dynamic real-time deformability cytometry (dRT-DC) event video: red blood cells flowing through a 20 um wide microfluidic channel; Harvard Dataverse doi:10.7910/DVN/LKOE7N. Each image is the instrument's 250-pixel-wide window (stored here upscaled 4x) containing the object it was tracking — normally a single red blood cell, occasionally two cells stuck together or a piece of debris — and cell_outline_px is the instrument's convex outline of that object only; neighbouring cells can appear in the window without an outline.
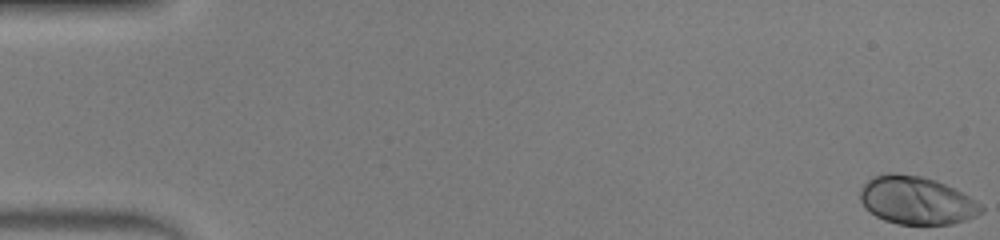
{"species": "human", "species_latin": "Homo sapiens", "temperature_condition": "warm", "stored_images_in_passage": 48, "camera_frame_rate_fps": 3000, "um_per_image_px": 0.085, "donor": {"sex": "male"}, "frame": {"image": 1, "passage_image": 1, "time_ms": 0.0, "image_size_px": [1000, 240], "cell_outline_px": [[984, 212], [976, 216], [952, 224], [896, 224], [884, 220], [868, 212], [864, 208], [860, 200], [860, 188], [872, 176], [888, 172], [896, 172], [920, 176], [936, 180], [968, 196], [980, 204], [984, 208]], "centroid_in_image_um": [77.85, 17.03], "position_along_channel_um": 7.1, "area_um2": 33.99}}
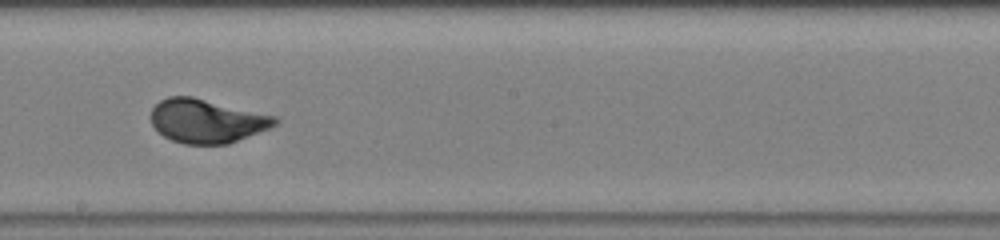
{"frame": {"image": 2, "passage_image": 28, "time_ms": 9.0, "image_size_px": [1000, 240], "cell_outline_px": [[280, 120], [276, 124], [268, 128], [228, 144], [184, 144], [172, 140], [164, 136], [152, 124], [152, 108], [160, 100], [168, 96], [192, 96], [276, 116]], "centroid_in_image_um": [17.57, 10.27], "position_along_channel_um": 230.6, "area_um2": 31.39}}
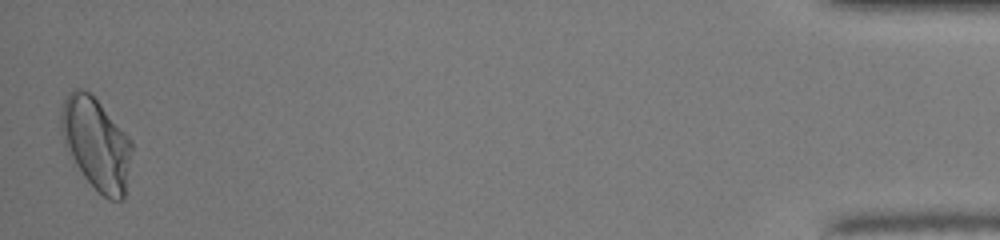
{"frame": {"image": 3, "passage_image": 48, "time_ms": 15.667, "image_size_px": [1000, 240], "cell_outline_px": [[132, 148], [124, 200], [108, 200], [84, 176], [76, 164], [64, 144], [60, 128], [60, 112], [64, 100], [68, 92], [72, 88], [84, 88], [100, 104], [132, 140]], "centroid_in_image_um": [8.17, 12.19], "position_along_channel_um": 427.0, "area_um2": 37.51}, "authors_computed_cell_mechanics": {"area_um2": 31.79, "velocity_mm_per_s": 4.302, "shape_relaxation_time_tau1_ms": 2.5241, "shape_relaxation_time_tau2_ms": null, "deformation_change_tau1": 0.1605, "deformation_change_tau2": null}}